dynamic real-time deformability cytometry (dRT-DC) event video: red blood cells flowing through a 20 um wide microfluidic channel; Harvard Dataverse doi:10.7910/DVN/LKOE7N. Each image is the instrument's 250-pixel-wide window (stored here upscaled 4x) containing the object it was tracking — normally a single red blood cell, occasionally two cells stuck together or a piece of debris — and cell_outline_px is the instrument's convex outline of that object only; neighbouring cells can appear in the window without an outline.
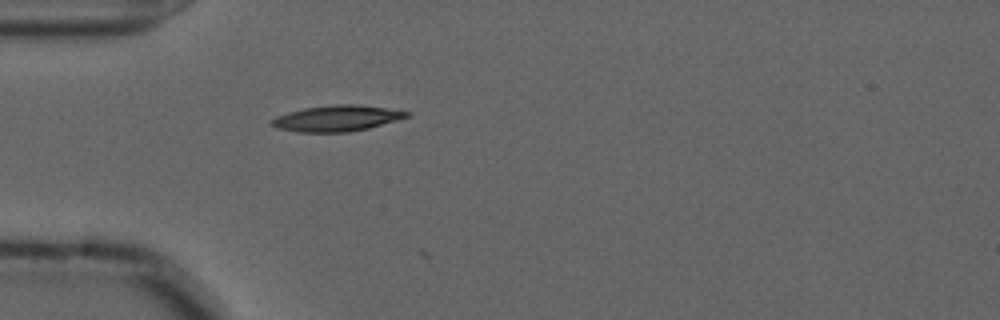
{"species": "common noctule bat (a hibernating species)", "species_latin": "Nyctalus noctula", "temperature_condition": "cold", "stored_images_in_passage": 4, "camera_frame_rate_fps": 3000, "um_per_image_px": 0.085, "animal": {"sex": "male", "forearm_length_mm": 52.5}, "frame": {"image": 1, "passage_image": 1, "time_ms": 0.0, "image_size_px": [1000, 320], "cell_outline_px": [[412, 112], [408, 116], [396, 120], [368, 128], [348, 132], [296, 132], [276, 128], [268, 124], [268, 120], [276, 116], [288, 112], [304, 108], [336, 104], [356, 104]], "centroid_in_image_um": [28.54, 10.06], "position_along_channel_um": 56.5, "area_um2": 20.4}}